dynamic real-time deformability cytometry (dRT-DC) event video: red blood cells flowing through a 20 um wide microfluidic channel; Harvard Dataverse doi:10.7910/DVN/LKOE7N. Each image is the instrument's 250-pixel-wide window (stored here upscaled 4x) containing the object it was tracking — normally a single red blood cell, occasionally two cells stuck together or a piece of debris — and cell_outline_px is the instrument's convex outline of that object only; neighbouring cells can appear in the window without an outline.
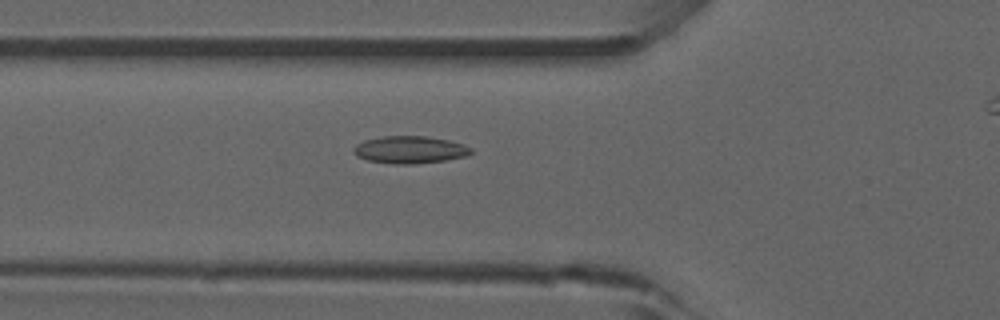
{"species": "common noctule bat (a hibernating species)", "species_latin": "Nyctalus noctula", "temperature_condition": "room temperature", "stored_images_in_passage": 40, "camera_frame_rate_fps": 3000, "um_per_image_px": 0.085, "animal": {"sex": "male", "forearm_length_mm": 52.5}, "frame": {"image": 1, "passage_image": 12, "time_ms": 3.667, "image_size_px": [1000, 320], "cell_outline_px": [[472, 152], [468, 156], [444, 160], [416, 164], [392, 164], [368, 160], [356, 156], [352, 148], [356, 144], [364, 140], [380, 136], [424, 136], [448, 140], [464, 144], [472, 148]], "centroid_in_image_um": [34.83, 12.73], "position_along_channel_um": 91.0, "area_um2": 18.84}, "authors_computed_cell_mechanics": {"area_um2": 17.3689, "velocity_mm_per_s": 3.9211, "shape_relaxation_time_tau1_ms": null, "shape_relaxation_time_tau2_ms": 2.6207, "deformation_change_tau1": null, "deformation_change_tau2": 0.0751}}